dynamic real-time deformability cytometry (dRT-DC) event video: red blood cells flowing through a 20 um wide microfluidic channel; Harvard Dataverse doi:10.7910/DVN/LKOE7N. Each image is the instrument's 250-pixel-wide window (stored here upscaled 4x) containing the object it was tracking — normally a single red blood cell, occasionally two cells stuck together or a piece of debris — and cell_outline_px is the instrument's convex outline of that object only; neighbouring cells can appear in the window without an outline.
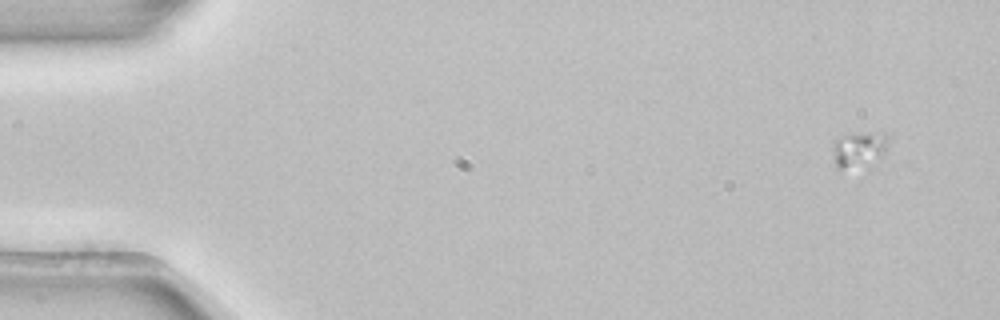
{"species": "common noctule bat (a hibernating species)", "species_latin": "Nyctalus noctula", "temperature_condition": "room temperature", "stored_images_in_passage": 4, "camera_frame_rate_fps": 3000, "um_per_image_px": 0.085, "animal": {"sex": "female", "body_mass_g": 22.7, "forearm_length_mm": 54.2}, "frame": {"image": 1, "passage_image": 1, "time_ms": 0.0, "image_size_px": [1000, 320], "cell_outline_px": [[888, 144], [880, 160], [840, 168], [836, 164], [832, 148], [832, 144], [836, 140], [844, 136], [880, 132], [884, 132], [888, 136]], "centroid_in_image_um": [73.06, 12.65], "position_along_channel_um": 11.9, "area_um2": 10.87}}